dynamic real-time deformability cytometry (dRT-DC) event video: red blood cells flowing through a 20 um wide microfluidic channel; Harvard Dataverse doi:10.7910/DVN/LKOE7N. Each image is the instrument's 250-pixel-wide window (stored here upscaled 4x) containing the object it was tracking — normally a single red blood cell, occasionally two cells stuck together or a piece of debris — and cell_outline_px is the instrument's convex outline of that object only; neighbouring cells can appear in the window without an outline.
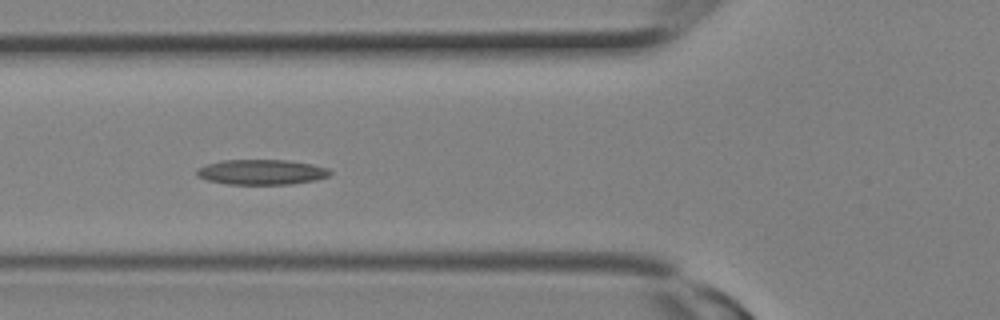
{"species": "Egyptian fruit bat (a non-hibernating species)", "species_latin": "Rousettus aegyptiacus", "temperature_condition": "room temperature", "stored_images_in_passage": 9, "camera_frame_rate_fps": 3000, "um_per_image_px": 0.085, "animal": {"sex": "female"}, "frame": {"image": 1, "passage_image": 6, "time_ms": 1.667, "image_size_px": [1000, 320], "cell_outline_px": [[332, 172], [328, 176], [316, 180], [288, 184], [228, 184], [208, 180], [196, 176], [196, 168], [208, 164], [224, 160], [288, 160], [312, 164], [328, 168]], "centroid_in_image_um": [22.23, 14.62], "position_along_channel_um": 103.6, "area_um2": 19.48}}
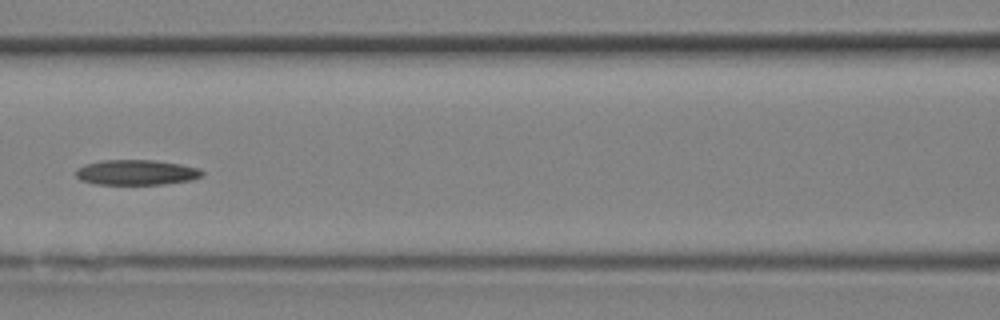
{"frame": {"image": 2, "passage_image": 8, "time_ms": 2.333, "image_size_px": [1000, 320], "cell_outline_px": [[204, 172], [200, 176], [192, 180], [160, 184], [96, 184], [80, 180], [76, 176], [76, 168], [84, 164], [100, 160], [156, 160], [180, 164], [200, 168]], "centroid_in_image_um": [11.56, 14.64], "position_along_channel_um": 155.0, "area_um2": 18.61}}